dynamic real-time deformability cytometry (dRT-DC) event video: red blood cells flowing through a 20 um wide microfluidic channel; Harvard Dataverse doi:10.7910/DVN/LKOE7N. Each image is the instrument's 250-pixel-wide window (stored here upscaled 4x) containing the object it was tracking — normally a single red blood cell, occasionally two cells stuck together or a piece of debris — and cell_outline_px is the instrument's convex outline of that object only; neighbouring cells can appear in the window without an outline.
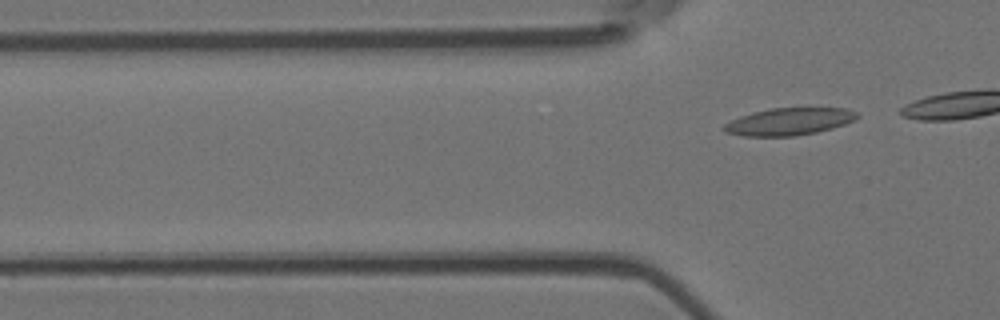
{"species": "Egyptian fruit bat (a non-hibernating species)", "species_latin": "Rousettus aegyptiacus", "temperature_condition": "room temperature", "stored_images_in_passage": 3, "camera_frame_rate_fps": 3000, "um_per_image_px": 0.085, "animal": {"sex": "female"}, "frame": {"image": 1, "passage_image": 3, "time_ms": 0.667, "image_size_px": [1000, 320], "cell_outline_px": [[860, 116], [856, 120], [832, 128], [816, 132], [796, 136], [744, 136], [724, 132], [720, 128], [724, 124], [740, 116], [752, 112], [772, 108], [844, 108], [856, 112]], "centroid_in_image_um": [67.05, 10.33], "position_along_channel_um": 58.7, "area_um2": 21.21}}